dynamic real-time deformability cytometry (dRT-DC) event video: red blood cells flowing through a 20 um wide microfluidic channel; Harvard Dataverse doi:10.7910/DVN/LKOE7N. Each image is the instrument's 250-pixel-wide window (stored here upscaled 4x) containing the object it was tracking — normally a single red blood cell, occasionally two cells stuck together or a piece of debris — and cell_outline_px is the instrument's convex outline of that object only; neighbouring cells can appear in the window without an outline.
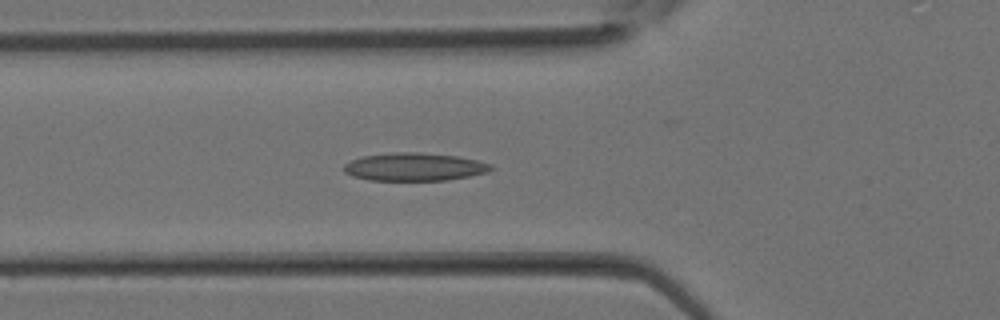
{"species": "Egyptian fruit bat (a non-hibernating species)", "species_latin": "Rousettus aegyptiacus", "temperature_condition": "room temperature", "stored_images_in_passage": 32, "camera_frame_rate_fps": 3000, "um_per_image_px": 0.085, "animal": {"sex": "female"}, "frame": {"image": 1, "passage_image": 11, "time_ms": 3.333, "image_size_px": [1000, 320], "cell_outline_px": [[492, 168], [488, 172], [448, 180], [368, 180], [352, 176], [344, 172], [344, 164], [360, 156], [396, 152], [420, 152], [456, 156], [476, 160], [492, 164]], "centroid_in_image_um": [35.19, 14.18], "position_along_channel_um": 90.6, "area_um2": 23.93}}
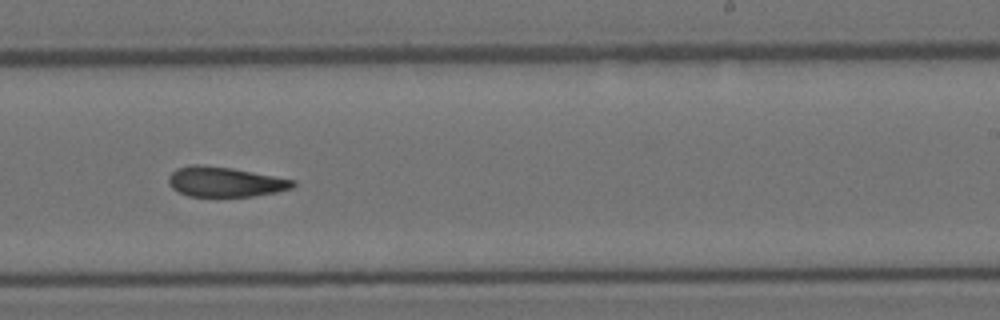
{"frame": {"image": 2, "passage_image": 20, "time_ms": 6.333, "image_size_px": [1000, 320], "cell_outline_px": [[296, 184], [292, 188], [276, 192], [252, 196], [188, 196], [172, 188], [168, 184], [168, 176], [176, 168], [192, 164], [200, 164], [232, 168], [296, 180]], "centroid_in_image_um": [19.11, 15.45], "position_along_channel_um": 269.9, "area_um2": 21.73}}
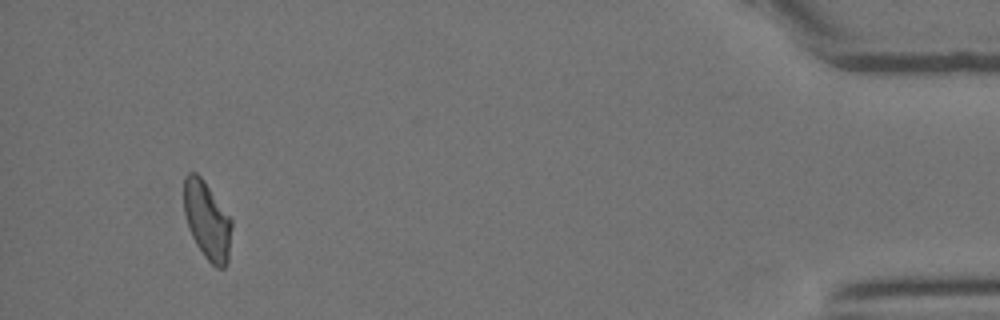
{"frame": {"image": 3, "passage_image": 31, "time_ms": 10.0, "image_size_px": [1000, 320], "cell_outline_px": [[232, 224], [228, 260], [224, 268], [216, 268], [204, 256], [196, 244], [188, 228], [184, 212], [184, 176], [188, 172], [196, 172], [204, 180], [232, 220]], "centroid_in_image_um": [17.59, 18.73], "position_along_channel_um": 417.6, "area_um2": 21.68}}